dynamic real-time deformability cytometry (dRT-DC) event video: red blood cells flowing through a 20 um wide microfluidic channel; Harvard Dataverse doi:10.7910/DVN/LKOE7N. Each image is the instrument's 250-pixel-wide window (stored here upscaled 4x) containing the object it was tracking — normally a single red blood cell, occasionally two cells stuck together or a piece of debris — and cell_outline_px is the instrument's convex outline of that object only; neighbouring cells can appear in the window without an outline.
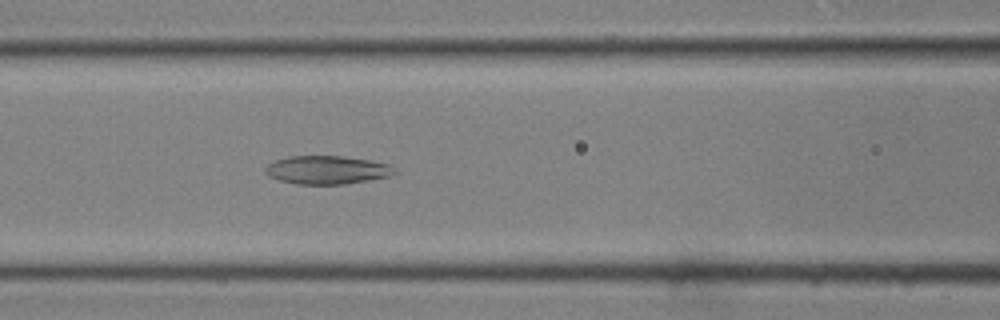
{"species": "common noctule bat (a hibernating species)", "species_latin": "Nyctalus noctula", "temperature_condition": "room temperature", "stored_images_in_passage": 31, "camera_frame_rate_fps": 3000, "um_per_image_px": 0.085, "animal": {"sex": "male", "body_mass_g": 19.0, "forearm_length_mm": 50.8}, "frame": {"image": 1, "passage_image": 10, "time_ms": 3.0, "image_size_px": [1000, 320], "cell_outline_px": [[396, 172], [388, 176], [368, 180], [344, 184], [296, 184], [280, 180], [268, 176], [264, 172], [264, 168], [268, 164], [276, 160], [288, 156], [340, 156], [368, 160], [388, 164]], "centroid_in_image_um": [27.73, 14.44], "position_along_channel_um": 138.9, "area_um2": 21.1}}
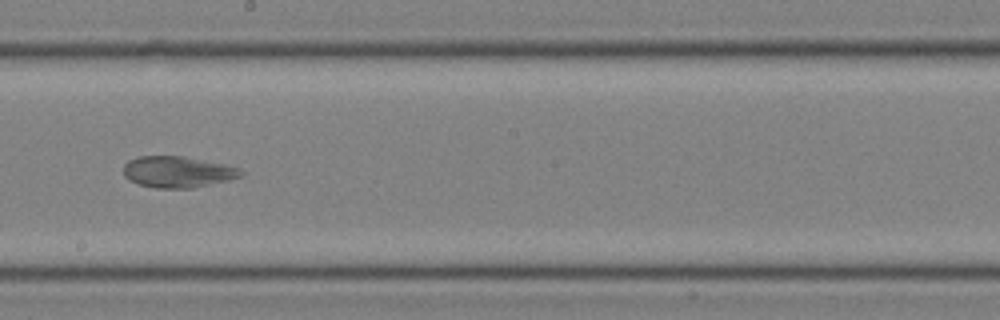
{"frame": {"image": 2, "passage_image": 16, "time_ms": 5.0, "image_size_px": [1000, 320], "cell_outline_px": [[244, 172], [240, 176], [228, 180], [192, 188], [156, 188], [140, 184], [128, 180], [124, 176], [124, 164], [128, 160], [140, 156], [184, 156], [224, 164], [240, 168]], "centroid_in_image_um": [15.08, 14.6], "position_along_channel_um": 233.1, "area_um2": 21.33}}
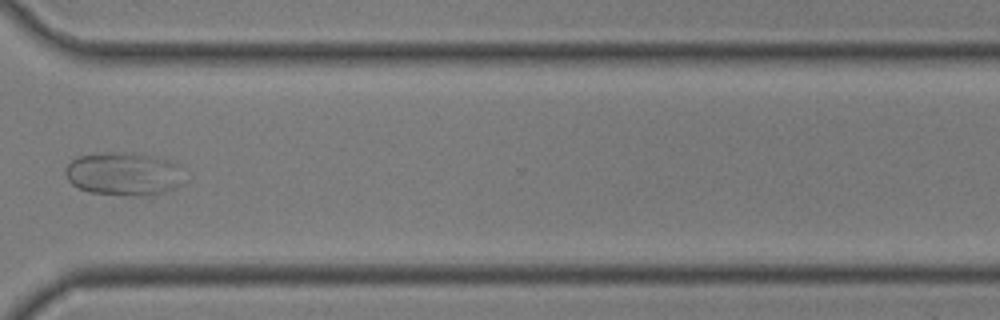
{"frame": {"image": 3, "passage_image": 24, "time_ms": 7.667, "image_size_px": [1000, 320], "cell_outline_px": [[184, 184], [176, 188], [152, 196], [124, 196], [88, 192], [72, 184], [68, 180], [64, 172], [64, 168], [76, 156], [104, 152], [132, 152], [156, 156], [180, 164], [184, 168]], "centroid_in_image_um": [10.58, 14.78], "position_along_channel_um": 360.0, "area_um2": 31.04}}